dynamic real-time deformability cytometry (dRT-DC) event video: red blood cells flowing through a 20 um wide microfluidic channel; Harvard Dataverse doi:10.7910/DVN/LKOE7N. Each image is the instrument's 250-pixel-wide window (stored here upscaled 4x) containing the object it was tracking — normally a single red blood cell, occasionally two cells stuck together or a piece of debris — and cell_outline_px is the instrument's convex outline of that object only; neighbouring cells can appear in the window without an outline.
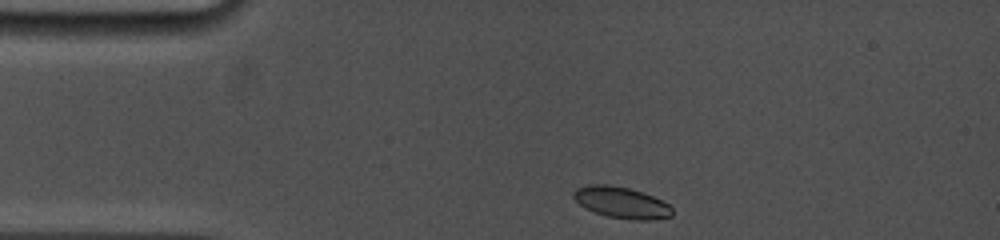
{"species": "common noctule bat (a hibernating species)", "species_latin": "Nyctalus noctula", "temperature_condition": "cold", "stored_images_in_passage": 51, "camera_frame_rate_fps": 5000, "um_per_image_px": 0.085, "animal": {"sex": "female", "body_mass_g": 19.0, "forearm_length_mm": 53.3}, "frame": {"image": 1, "passage_image": 1, "time_ms": 0.0, "image_size_px": [1000, 240], "cell_outline_px": [[672, 216], [652, 220], [632, 220], [608, 216], [596, 212], [580, 204], [572, 196], [572, 192], [576, 188], [588, 184], [612, 184], [628, 188], [652, 196], [668, 204], [672, 208]], "centroid_in_image_um": [52.81, 17.2], "position_along_channel_um": 32.2, "area_um2": 17.86}}
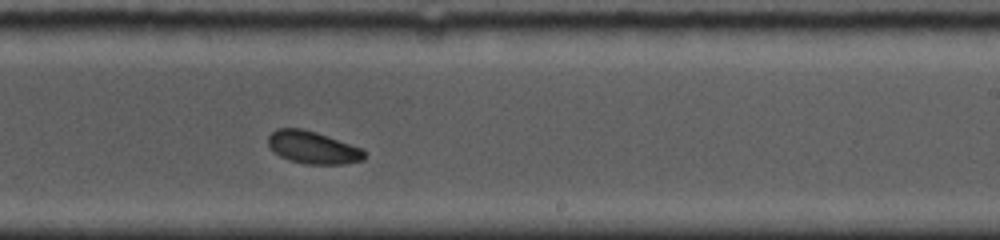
{"frame": {"image": 2, "passage_image": 28, "time_ms": 7.2, "image_size_px": [1000, 240], "cell_outline_px": [[364, 160], [344, 164], [304, 164], [288, 160], [280, 156], [268, 144], [268, 136], [276, 128], [300, 128], [316, 132], [328, 136], [360, 148], [364, 152]], "centroid_in_image_um": [26.57, 12.54], "position_along_channel_um": 262.4, "area_um2": 18.03}}
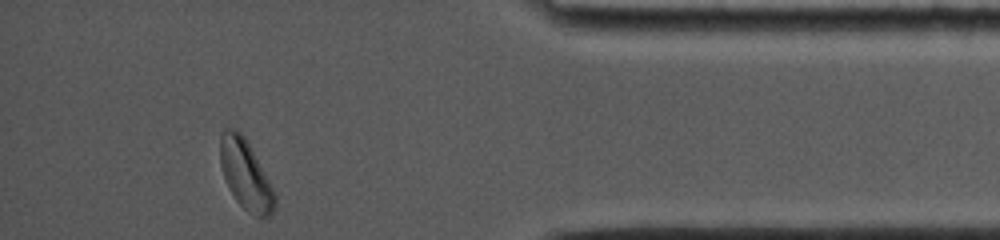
{"frame": {"image": 3, "passage_image": 51, "time_ms": 11.8, "image_size_px": [1000, 240], "cell_outline_px": [[276, 208], [268, 220], [256, 216], [248, 212], [236, 200], [228, 188], [220, 164], [220, 136], [228, 128], [236, 128], [244, 136], [276, 192]], "centroid_in_image_um": [20.91, 14.9], "position_along_channel_um": 414.3, "area_um2": 22.31}, "authors_computed_cell_mechanics": {"area_um2": 18.7272, "velocity_mm_per_s": 3.7724, "shape_relaxation_time_tau1_ms": 3.4429, "shape_relaxation_time_tau2_ms": null, "deformation_change_tau1": 0.0861, "deformation_change_tau2": null}}